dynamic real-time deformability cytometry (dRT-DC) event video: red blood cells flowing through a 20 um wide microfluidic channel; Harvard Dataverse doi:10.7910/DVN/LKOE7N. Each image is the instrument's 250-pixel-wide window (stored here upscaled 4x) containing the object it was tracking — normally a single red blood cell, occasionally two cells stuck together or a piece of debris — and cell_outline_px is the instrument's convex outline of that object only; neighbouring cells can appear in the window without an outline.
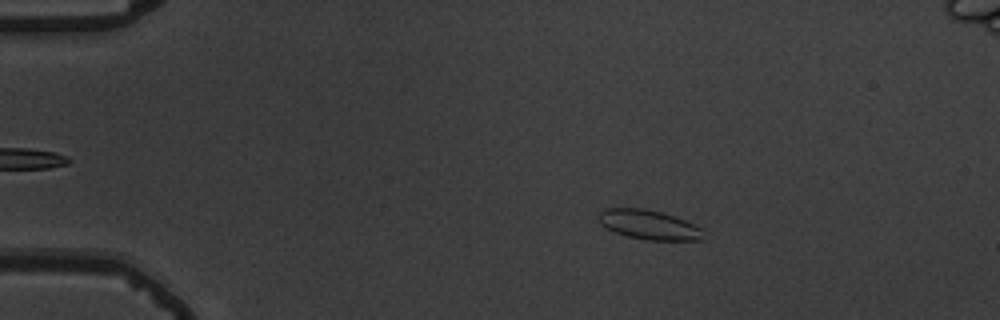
{"species": "common noctule bat (a hibernating species)", "species_latin": "Nyctalus noctula", "temperature_condition": "warm", "stored_images_in_passage": 58, "segment_of_instrument_passage": [1, 2], "camera_frame_rate_fps": 3000, "um_per_image_px": 0.085, "animal": {"sex": "male", "body_mass_g": 19.5, "forearm_length_mm": 54.6}, "frame": {"image": 1, "passage_image": 11, "time_ms": 3.333, "image_size_px": [1000, 320], "cell_outline_px": [[704, 240], [648, 240], [628, 236], [616, 232], [600, 224], [600, 212], [604, 208], [644, 208], [660, 212], [684, 220], [700, 228]], "centroid_in_image_um": [55.14, 19.1], "position_along_channel_um": 29.9, "area_um2": 17.57}}
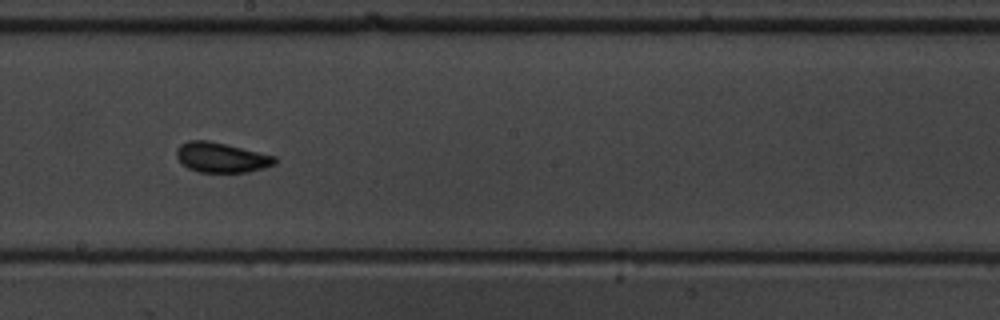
{"frame": {"image": 2, "passage_image": 33, "time_ms": 10.667, "image_size_px": [1000, 320], "cell_outline_px": [[276, 164], [264, 168], [248, 172], [196, 172], [188, 168], [176, 156], [176, 148], [180, 144], [188, 140], [208, 140], [276, 156]], "centroid_in_image_um": [18.81, 13.38], "position_along_channel_um": 229.4, "area_um2": 17.17}}
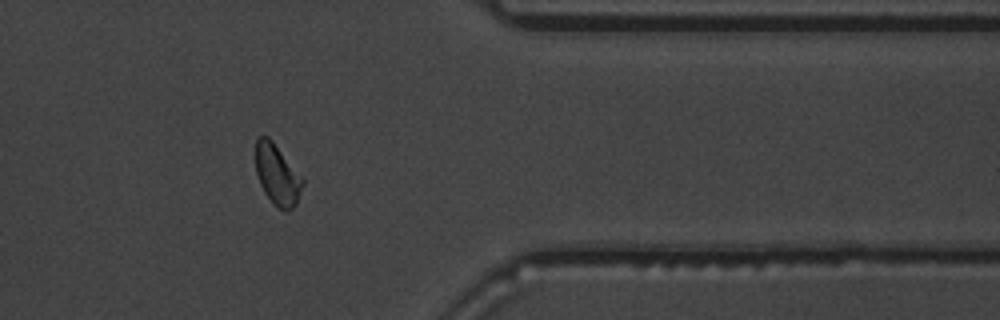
{"frame": {"image": 3, "passage_image": 47, "time_ms": 15.333, "image_size_px": [1000, 320], "cell_outline_px": [[304, 184], [296, 204], [288, 212], [284, 212], [264, 192], [260, 184], [256, 172], [256, 140], [260, 136], [268, 136], [272, 140], [304, 180]], "centroid_in_image_um": [23.57, 14.85], "position_along_channel_um": 387.8, "area_um2": 16.3}}